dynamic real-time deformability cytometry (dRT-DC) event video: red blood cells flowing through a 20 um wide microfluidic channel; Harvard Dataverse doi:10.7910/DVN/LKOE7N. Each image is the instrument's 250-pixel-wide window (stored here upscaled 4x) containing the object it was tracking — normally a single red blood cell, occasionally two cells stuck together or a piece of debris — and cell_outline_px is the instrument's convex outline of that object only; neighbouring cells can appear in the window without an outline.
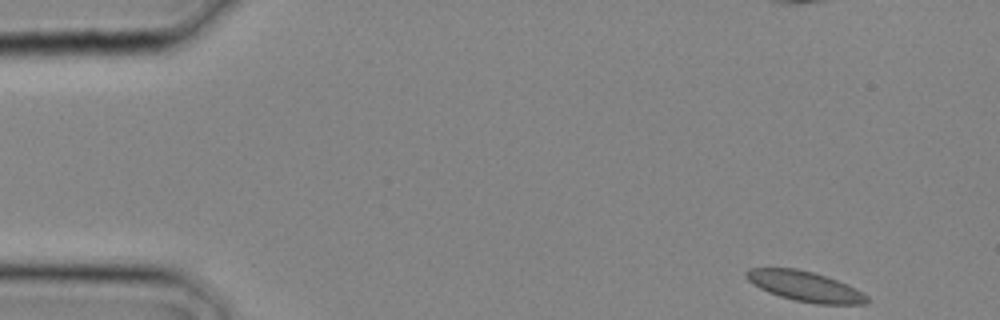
{"species": "common noctule bat (a hibernating species)", "species_latin": "Nyctalus noctula", "temperature_condition": "cold", "stored_images_in_passage": 26, "camera_frame_rate_fps": 3000, "um_per_image_px": 0.085, "animal": {"sex": "male", "body_mass_g": 20.4}, "frame": {"image": 1, "passage_image": 1, "time_ms": 0.0, "image_size_px": [1000, 320], "cell_outline_px": [[872, 300], [864, 304], [816, 304], [792, 300], [768, 292], [752, 284], [744, 276], [744, 272], [748, 268], [796, 268], [812, 272], [836, 280], [856, 288], [868, 296]], "centroid_in_image_um": [68.41, 24.34], "position_along_channel_um": 16.6, "area_um2": 21.27}}